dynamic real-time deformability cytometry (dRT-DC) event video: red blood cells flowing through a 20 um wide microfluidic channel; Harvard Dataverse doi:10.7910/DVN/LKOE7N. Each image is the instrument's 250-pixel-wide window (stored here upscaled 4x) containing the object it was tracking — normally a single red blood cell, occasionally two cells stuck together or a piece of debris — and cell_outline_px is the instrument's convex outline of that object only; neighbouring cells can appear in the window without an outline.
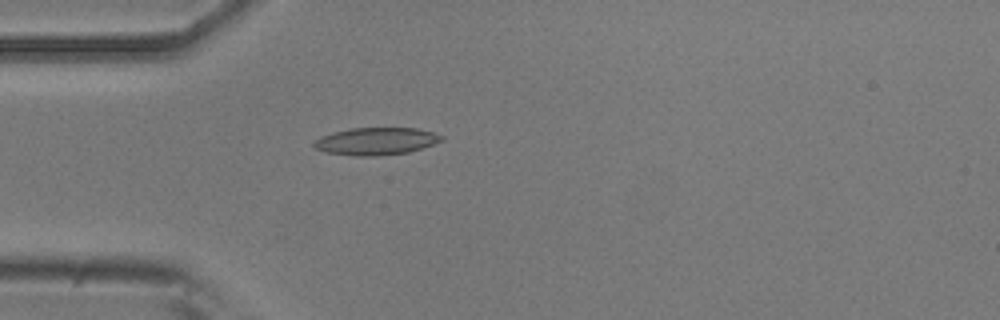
{"species": "common noctule bat (a hibernating species)", "species_latin": "Nyctalus noctula", "temperature_condition": "room temperature", "stored_images_in_passage": 12, "camera_frame_rate_fps": 3000, "um_per_image_px": 0.085, "animal": {"sex": "male", "body_mass_g": 20.5, "forearm_length_mm": 52.5}, "frame": {"image": 1, "passage_image": 2, "time_ms": 0.333, "image_size_px": [1000, 320], "cell_outline_px": [[444, 140], [408, 152], [376, 156], [356, 156], [328, 152], [316, 148], [312, 144], [320, 136], [332, 132], [352, 128], [416, 128], [432, 132], [444, 136]], "centroid_in_image_um": [31.96, 12.0], "position_along_channel_um": 53.0, "area_um2": 20.17}}
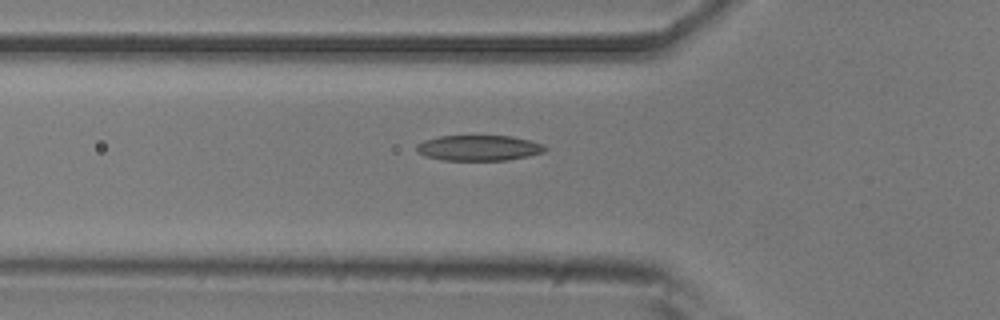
{"frame": {"image": 2, "passage_image": 5, "time_ms": 1.333, "image_size_px": [1000, 320], "cell_outline_px": [[548, 148], [544, 152], [528, 156], [508, 160], [444, 160], [424, 156], [416, 152], [416, 144], [424, 140], [440, 136], [512, 136], [532, 140], [544, 144]], "centroid_in_image_um": [40.71, 12.57], "position_along_channel_um": 85.1, "area_um2": 19.31}}
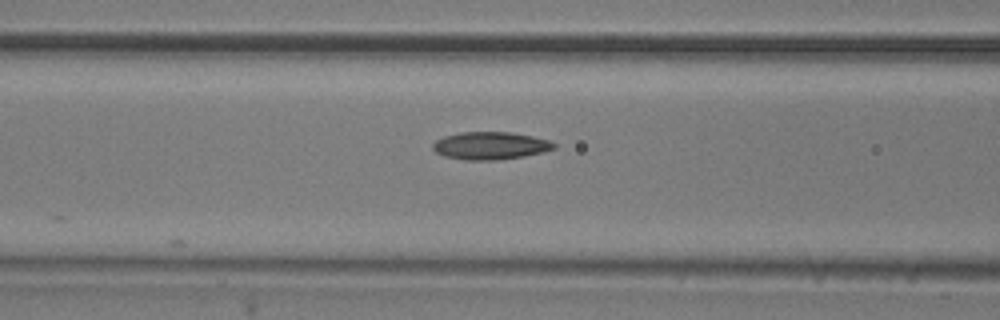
{"frame": {"image": 3, "passage_image": 8, "time_ms": 2.333, "image_size_px": [1000, 320], "cell_outline_px": [[556, 148], [544, 152], [524, 156], [496, 160], [464, 160], [444, 156], [436, 152], [432, 148], [432, 144], [436, 140], [444, 136], [460, 132], [512, 132], [552, 140], [556, 144]], "centroid_in_image_um": [41.7, 12.38], "position_along_channel_um": 124.9, "area_um2": 19.71}}